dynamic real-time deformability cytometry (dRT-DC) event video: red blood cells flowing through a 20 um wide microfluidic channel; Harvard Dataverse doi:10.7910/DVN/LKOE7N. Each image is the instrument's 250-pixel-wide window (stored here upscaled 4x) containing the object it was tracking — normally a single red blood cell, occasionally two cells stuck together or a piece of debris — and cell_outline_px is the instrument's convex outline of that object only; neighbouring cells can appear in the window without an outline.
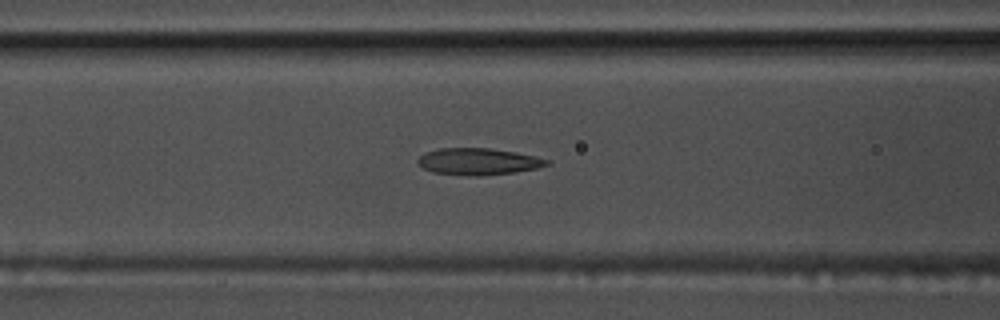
{"species": "common noctule bat (a hibernating species)", "species_latin": "Nyctalus noctula", "temperature_condition": "warm", "stored_images_in_passage": 40, "camera_frame_rate_fps": 3000, "um_per_image_px": 0.085, "animal": {"sex": "male", "body_mass_g": 17.5, "forearm_length_mm": 52.3}, "frame": {"image": 1, "passage_image": 12, "time_ms": 3.667, "image_size_px": [1000, 320], "cell_outline_px": [[552, 164], [536, 168], [512, 172], [476, 176], [468, 176], [432, 172], [424, 168], [416, 160], [424, 152], [440, 148], [488, 148], [516, 152], [536, 156], [548, 160]], "centroid_in_image_um": [40.64, 13.72], "position_along_channel_um": 126.0, "area_um2": 20.0}}
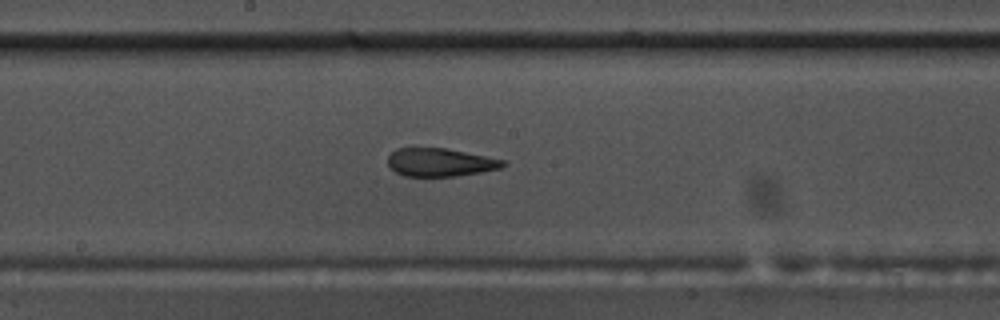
{"frame": {"image": 2, "passage_image": 19, "time_ms": 6.0, "image_size_px": [1000, 320], "cell_outline_px": [[508, 164], [500, 168], [480, 172], [456, 176], [404, 176], [396, 172], [388, 164], [388, 156], [396, 148], [448, 148], [504, 160]], "centroid_in_image_um": [37.42, 13.79], "position_along_channel_um": 210.8, "area_um2": 18.84}}
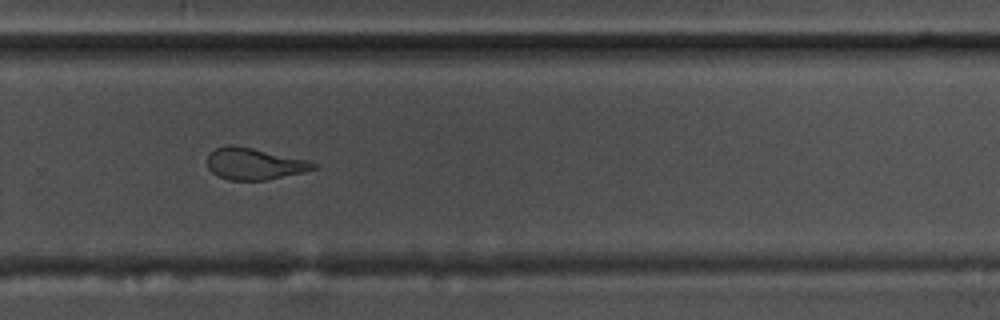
{"frame": {"image": 3, "passage_image": 27, "time_ms": 8.667, "image_size_px": [1000, 320], "cell_outline_px": [[316, 168], [300, 172], [264, 180], [228, 180], [212, 172], [208, 168], [208, 152], [224, 144], [232, 144], [252, 148], [308, 160], [316, 164]], "centroid_in_image_um": [21.54, 13.9], "position_along_channel_um": 308.3, "area_um2": 19.31}}